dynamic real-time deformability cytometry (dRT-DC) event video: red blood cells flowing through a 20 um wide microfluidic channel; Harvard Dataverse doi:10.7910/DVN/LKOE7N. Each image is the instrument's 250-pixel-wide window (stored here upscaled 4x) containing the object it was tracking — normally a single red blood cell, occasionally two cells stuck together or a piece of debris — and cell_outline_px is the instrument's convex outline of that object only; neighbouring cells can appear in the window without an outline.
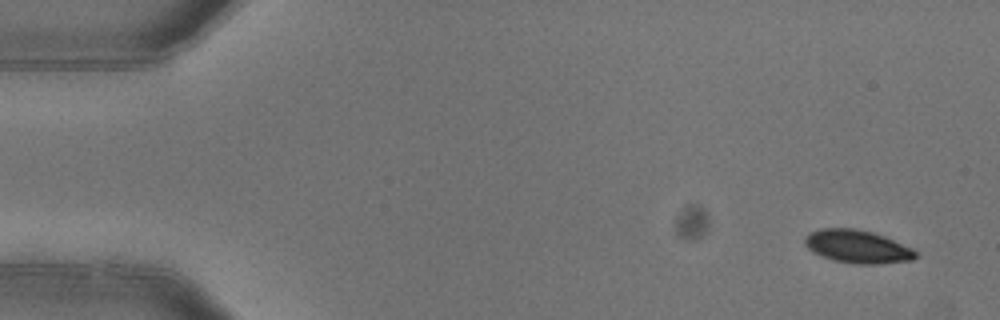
{"species": "common noctule bat (a hibernating species)", "species_latin": "Nyctalus noctula", "temperature_condition": "warm", "stored_images_in_passage": 6, "camera_frame_rate_fps": 3000, "um_per_image_px": 0.085, "animal": {"sex": "female"}, "frame": {"image": 1, "passage_image": 1, "time_ms": 0.0, "image_size_px": [1000, 320], "cell_outline_px": [[916, 256], [912, 260], [876, 264], [856, 264], [832, 260], [820, 256], [812, 252], [804, 244], [804, 240], [812, 232], [820, 228], [852, 228], [872, 232], [884, 236], [912, 248], [916, 252]], "centroid_in_image_um": [72.86, 20.97], "position_along_channel_um": 12.1, "area_um2": 21.21}}
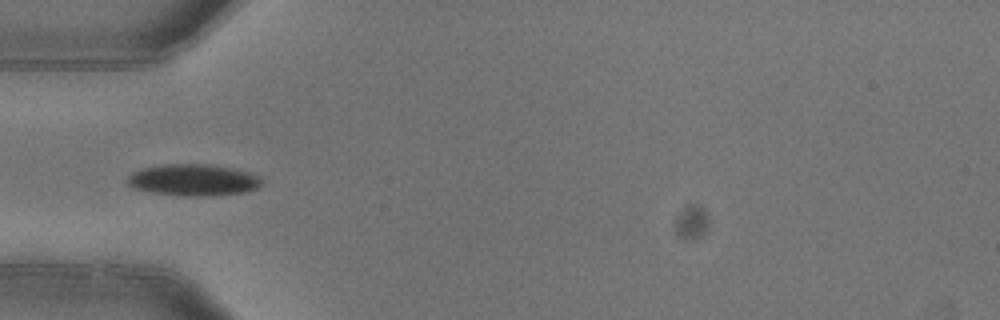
{"frame": {"image": 2, "passage_image": 5, "time_ms": 1.333, "image_size_px": [1000, 320], "cell_outline_px": [[264, 184], [256, 188], [244, 192], [208, 196], [180, 196], [152, 192], [132, 188], [128, 184], [128, 176], [132, 172], [144, 168], [160, 164], [212, 164], [232, 168], [248, 172], [260, 176]], "centroid_in_image_um": [16.44, 15.3], "position_along_channel_um": 68.6, "area_um2": 24.91}}